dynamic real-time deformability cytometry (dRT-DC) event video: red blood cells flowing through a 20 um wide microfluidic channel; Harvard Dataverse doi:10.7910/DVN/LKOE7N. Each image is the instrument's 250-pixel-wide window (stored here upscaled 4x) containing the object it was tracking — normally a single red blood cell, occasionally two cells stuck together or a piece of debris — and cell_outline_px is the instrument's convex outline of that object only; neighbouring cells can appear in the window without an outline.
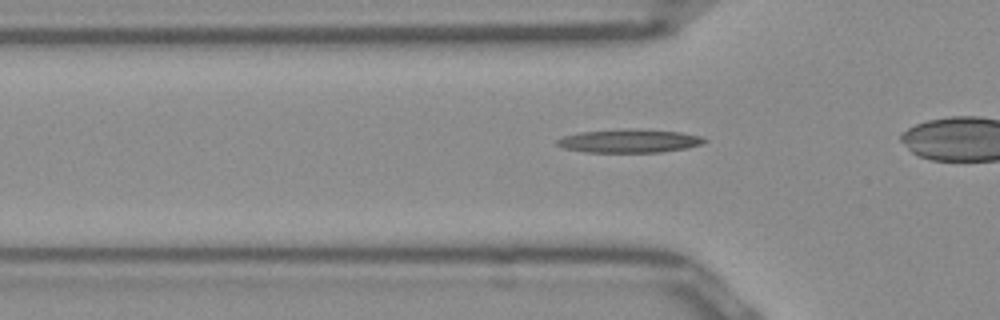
{"species": "Egyptian fruit bat (a non-hibernating species)", "species_latin": "Rousettus aegyptiacus", "temperature_condition": "room temperature", "stored_images_in_passage": 28, "camera_frame_rate_fps": 3000, "um_per_image_px": 0.085, "frame": {"image": 1, "passage_image": 4, "time_ms": 1.0, "image_size_px": [1000, 320], "cell_outline_px": [[708, 140], [700, 144], [684, 148], [660, 152], [584, 152], [564, 148], [556, 144], [556, 140], [564, 136], [580, 132], [628, 128], [632, 128], [680, 132], [700, 136]], "centroid_in_image_um": [53.45, 11.97], "position_along_channel_um": 72.3, "area_um2": 20.0}}
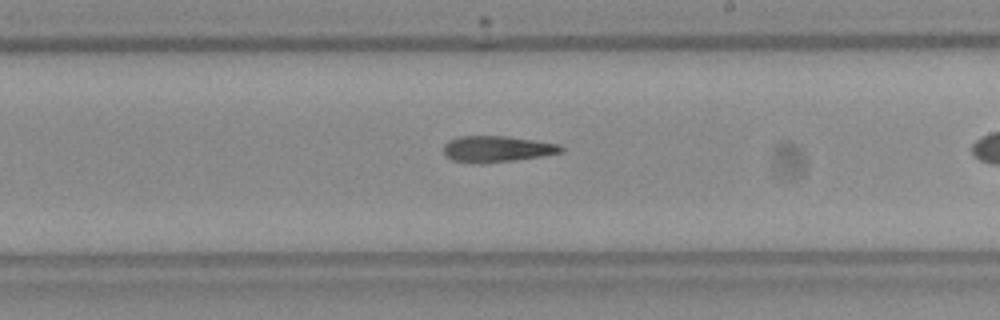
{"frame": {"image": 2, "passage_image": 17, "time_ms": 5.333, "image_size_px": [1000, 320], "cell_outline_px": [[564, 152], [540, 156], [512, 160], [452, 160], [444, 152], [444, 144], [448, 140], [460, 136], [508, 136], [560, 144], [564, 148]], "centroid_in_image_um": [42.32, 12.6], "position_along_channel_um": 246.7, "area_um2": 16.99}}
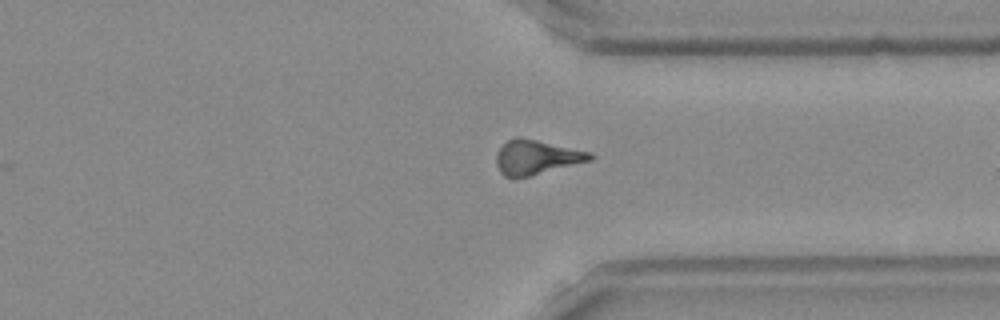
{"frame": {"image": 3, "passage_image": 26, "time_ms": 8.333, "image_size_px": [1000, 320], "cell_outline_px": [[596, 156], [592, 160], [528, 176], [504, 176], [500, 172], [496, 164], [496, 152], [508, 140], [516, 136], [536, 140], [588, 152]], "centroid_in_image_um": [45.57, 13.36], "position_along_channel_um": 365.8, "area_um2": 18.32}}